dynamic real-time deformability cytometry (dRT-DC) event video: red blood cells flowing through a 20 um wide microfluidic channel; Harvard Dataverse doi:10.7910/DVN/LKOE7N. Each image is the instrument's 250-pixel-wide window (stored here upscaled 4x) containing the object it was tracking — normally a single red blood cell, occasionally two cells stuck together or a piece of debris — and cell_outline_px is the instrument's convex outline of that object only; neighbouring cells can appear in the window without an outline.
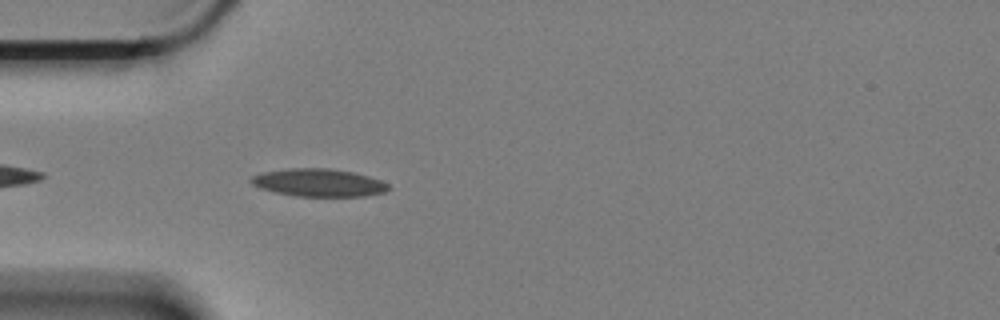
{"species": "Egyptian fruit bat (a non-hibernating species)", "species_latin": "Rousettus aegyptiacus", "temperature_condition": "cold", "stored_images_in_passage": 19, "camera_frame_rate_fps": 3000, "um_per_image_px": 0.085, "animal": {"sex": "female"}, "frame": {"image": 1, "passage_image": 4, "time_ms": 1.0, "image_size_px": [1000, 320], "cell_outline_px": [[388, 188], [384, 192], [364, 196], [296, 196], [276, 192], [260, 188], [252, 184], [248, 180], [252, 176], [260, 172], [288, 168], [328, 168], [352, 172], [368, 176], [380, 180], [388, 184]], "centroid_in_image_um": [27.03, 15.52], "position_along_channel_um": 58.0, "area_um2": 22.14}}
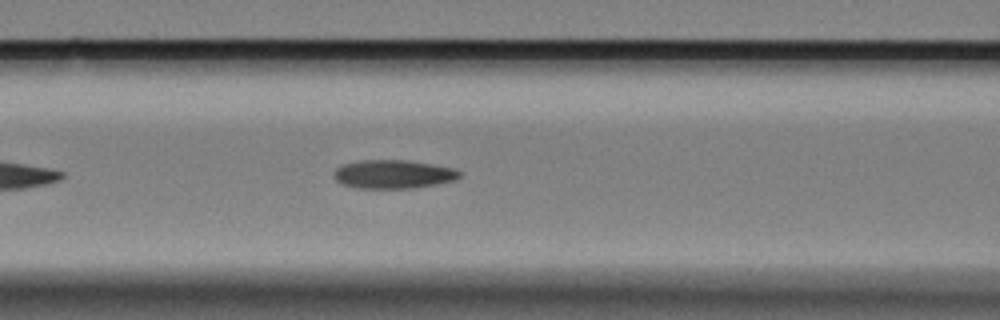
{"frame": {"image": 2, "passage_image": 11, "time_ms": 3.333, "image_size_px": [1000, 320], "cell_outline_px": [[460, 176], [456, 180], [436, 184], [412, 188], [356, 188], [340, 184], [332, 176], [332, 172], [336, 168], [344, 164], [364, 160], [408, 160], [456, 168], [460, 172]], "centroid_in_image_um": [33.41, 14.81], "position_along_channel_um": 133.2, "area_um2": 21.1}}
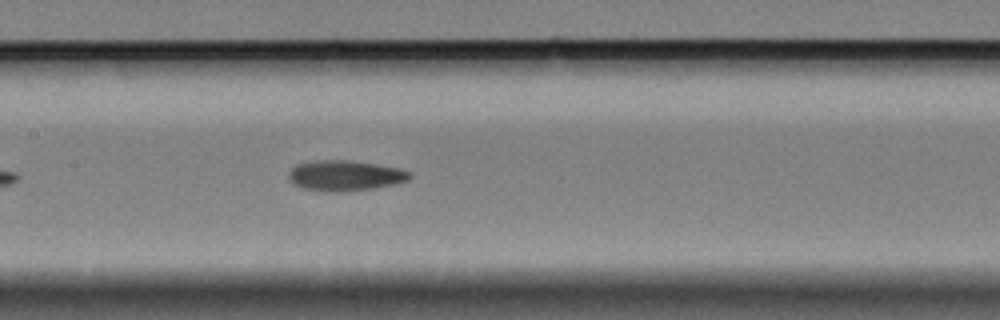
{"frame": {"image": 3, "passage_image": 15, "time_ms": 4.667, "image_size_px": [1000, 320], "cell_outline_px": [[412, 176], [408, 180], [396, 184], [376, 188], [340, 192], [324, 192], [300, 188], [292, 184], [288, 176], [288, 172], [296, 164], [316, 160], [344, 160], [400, 168], [412, 172]], "centroid_in_image_um": [29.31, 14.94], "position_along_channel_um": 178.1, "area_um2": 21.73}}